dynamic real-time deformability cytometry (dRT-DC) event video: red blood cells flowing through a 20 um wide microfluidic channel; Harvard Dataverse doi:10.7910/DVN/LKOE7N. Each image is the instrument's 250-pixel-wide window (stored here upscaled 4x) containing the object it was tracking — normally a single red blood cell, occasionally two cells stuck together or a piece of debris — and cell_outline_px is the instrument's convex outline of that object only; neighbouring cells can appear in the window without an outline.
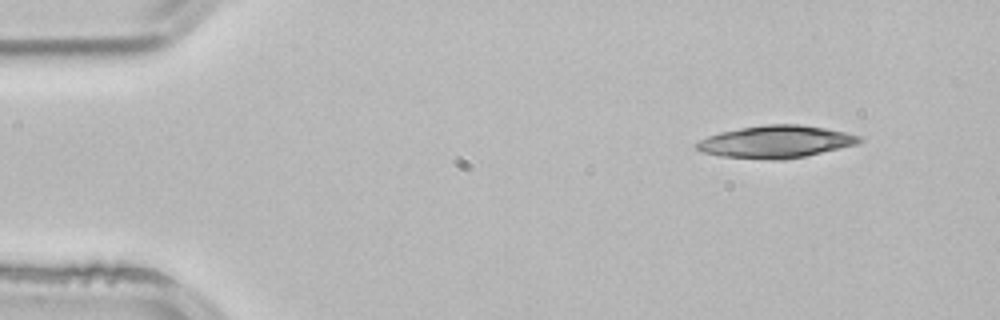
{"species": "common noctule bat (a hibernating species)", "species_latin": "Nyctalus noctula", "temperature_condition": "room temperature", "stored_images_in_passage": 4, "segment_of_instrument_passage": [2, 2], "camera_frame_rate_fps": 3000, "um_per_image_px": 0.085, "animal": {"sex": "male", "body_mass_g": 21.5, "forearm_length_mm": 52.0}, "frame": {"image": 1, "passage_image": 4, "time_ms": 1.0, "image_size_px": [1000, 320], "cell_outline_px": [[864, 140], [856, 144], [840, 148], [804, 156], [784, 160], [772, 160], [720, 156], [704, 152], [696, 148], [692, 144], [708, 136], [720, 132], [740, 128], [764, 124], [800, 124], [824, 128], [864, 136]], "centroid_in_image_um": [65.95, 12.04], "position_along_channel_um": 19.1, "area_um2": 30.69}}